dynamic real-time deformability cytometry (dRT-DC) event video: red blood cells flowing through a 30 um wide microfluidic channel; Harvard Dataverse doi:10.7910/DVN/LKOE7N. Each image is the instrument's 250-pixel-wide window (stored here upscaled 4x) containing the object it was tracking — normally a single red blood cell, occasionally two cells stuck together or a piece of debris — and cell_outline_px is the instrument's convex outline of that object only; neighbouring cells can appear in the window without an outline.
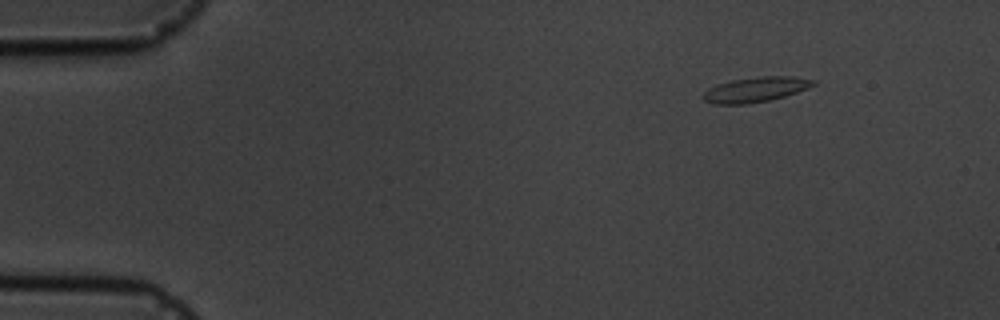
{"species": "common noctule bat (a hibernating species)", "species_latin": "Nyctalus noctula", "temperature_condition": "cold", "stored_images_in_passage": 4, "camera_frame_rate_fps": 3000, "um_per_image_px": 0.085, "animal": {"sex": "male", "body_mass_g": 19.5, "forearm_length_mm": 54.6}, "frame": {"image": 1, "passage_image": 1, "time_ms": 0.0, "image_size_px": [1000, 320], "cell_outline_px": [[816, 84], [808, 88], [784, 96], [768, 100], [748, 104], [712, 104], [704, 100], [700, 96], [708, 88], [716, 84], [732, 80], [760, 76], [792, 76], [816, 80]], "centroid_in_image_um": [64.19, 7.61], "position_along_channel_um": 20.8, "area_um2": 16.13}}
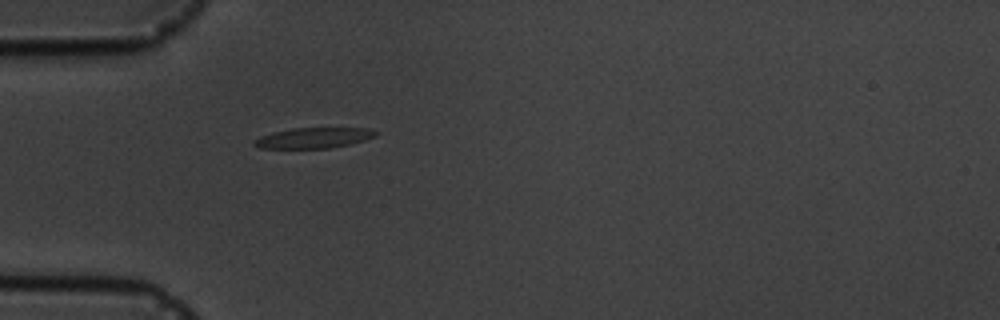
{"frame": {"image": 2, "passage_image": 4, "time_ms": 3.333, "image_size_px": [1000, 320], "cell_outline_px": [[380, 132], [376, 136], [364, 140], [332, 148], [260, 148], [252, 144], [252, 140], [260, 136], [272, 132], [292, 128], [368, 128]], "centroid_in_image_um": [26.64, 11.71], "position_along_channel_um": 58.4, "area_um2": 14.62}}